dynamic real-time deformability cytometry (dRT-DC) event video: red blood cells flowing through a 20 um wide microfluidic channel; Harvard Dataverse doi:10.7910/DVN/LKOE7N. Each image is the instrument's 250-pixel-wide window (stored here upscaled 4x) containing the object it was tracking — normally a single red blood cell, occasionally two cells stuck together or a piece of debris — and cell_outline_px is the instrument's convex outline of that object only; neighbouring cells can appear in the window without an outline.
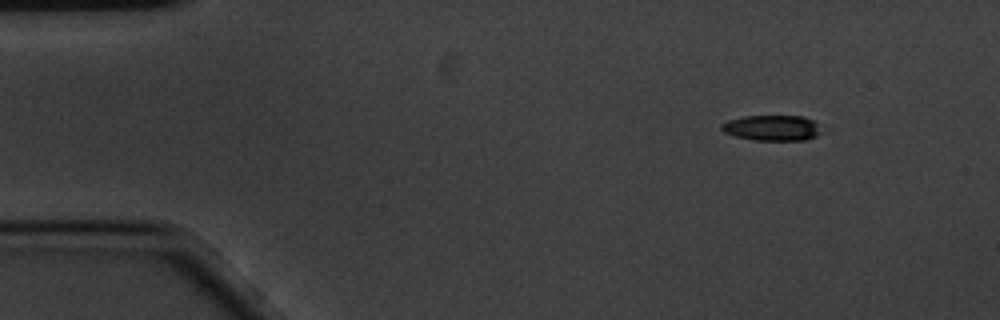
{"species": "common noctule bat (a hibernating species)", "species_latin": "Nyctalus noctula", "temperature_condition": "cold", "stored_images_in_passage": 5, "segment_of_instrument_passage": [1, 2], "camera_frame_rate_fps": 3000, "um_per_image_px": 0.085, "animal": {"sex": "male", "body_mass_g": 20.1, "forearm_length_mm": 53.5}, "frame": {"image": 1, "passage_image": 1, "time_ms": 0.0, "image_size_px": [1000, 320], "cell_outline_px": [[824, 128], [816, 136], [804, 140], [752, 140], [732, 136], [724, 132], [720, 128], [720, 124], [728, 120], [744, 116], [804, 116], [812, 120]], "centroid_in_image_um": [65.61, 10.87], "position_along_channel_um": 19.4, "area_um2": 15.09}}